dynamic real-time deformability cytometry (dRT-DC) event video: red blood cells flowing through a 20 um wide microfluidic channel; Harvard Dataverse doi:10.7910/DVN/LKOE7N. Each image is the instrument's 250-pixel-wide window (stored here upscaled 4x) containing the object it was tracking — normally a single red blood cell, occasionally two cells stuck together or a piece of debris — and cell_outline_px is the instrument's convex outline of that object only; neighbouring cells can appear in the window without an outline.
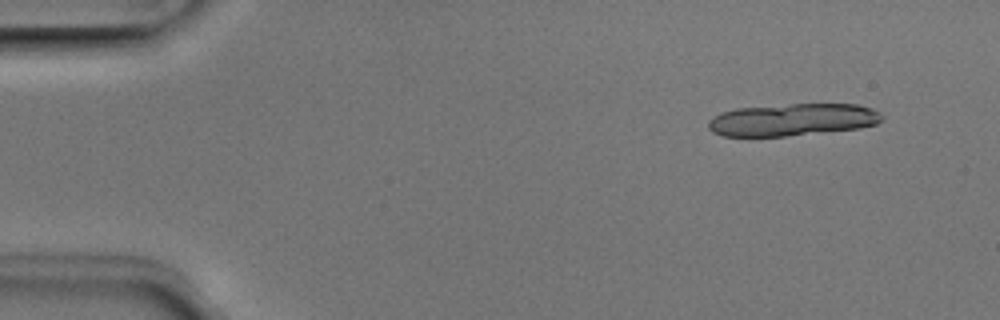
{"species": "Egyptian fruit bat (a non-hibernating species)", "species_latin": "Rousettus aegyptiacus", "temperature_condition": "room temperature", "stored_images_in_passage": 6, "camera_frame_rate_fps": 3000, "um_per_image_px": 0.085, "animal": {"sex": "male"}, "frame": {"image": 1, "passage_image": 2, "time_ms": 0.333, "image_size_px": [1000, 320], "cell_outline_px": [[884, 120], [876, 124], [860, 128], [784, 136], [724, 136], [712, 132], [708, 128], [708, 120], [712, 116], [720, 112], [736, 108], [788, 104], [856, 104], [872, 108], [880, 112], [884, 116]], "centroid_in_image_um": [67.36, 10.17], "position_along_channel_um": 17.6, "area_um2": 32.89}}